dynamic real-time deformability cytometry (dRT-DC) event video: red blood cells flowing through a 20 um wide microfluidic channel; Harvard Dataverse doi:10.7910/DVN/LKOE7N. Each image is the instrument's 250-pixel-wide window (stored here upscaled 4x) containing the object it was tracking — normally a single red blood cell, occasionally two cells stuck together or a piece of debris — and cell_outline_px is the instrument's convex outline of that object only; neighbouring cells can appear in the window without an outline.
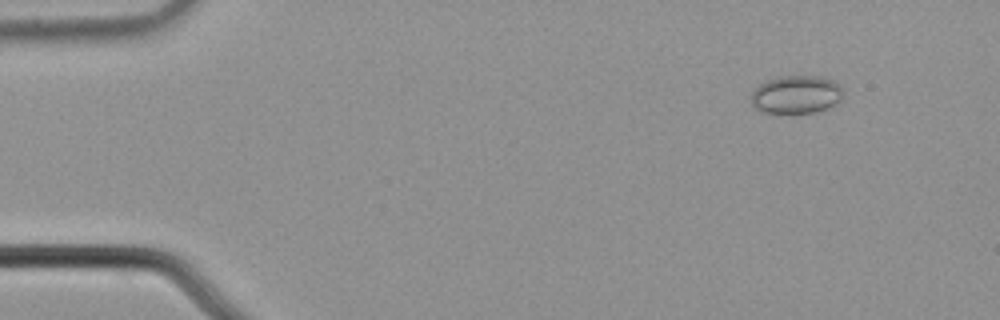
{"species": "common noctule bat (a hibernating species)", "species_latin": "Nyctalus noctula", "temperature_condition": "cold", "stored_images_in_passage": 6, "camera_frame_rate_fps": 3000, "um_per_image_px": 0.085, "animal": {"sex": "male", "body_mass_g": 21.5, "forearm_length_mm": 52.0}, "frame": {"image": 1, "passage_image": 2, "time_ms": 0.333, "image_size_px": [1000, 320], "cell_outline_px": [[844, 92], [836, 104], [832, 108], [816, 112], [760, 112], [752, 104], [752, 92], [760, 84], [768, 80], [780, 76], [820, 76], [832, 80], [840, 84], [844, 88]], "centroid_in_image_um": [67.74, 8.03], "position_along_channel_um": 17.3, "area_um2": 20.46}}
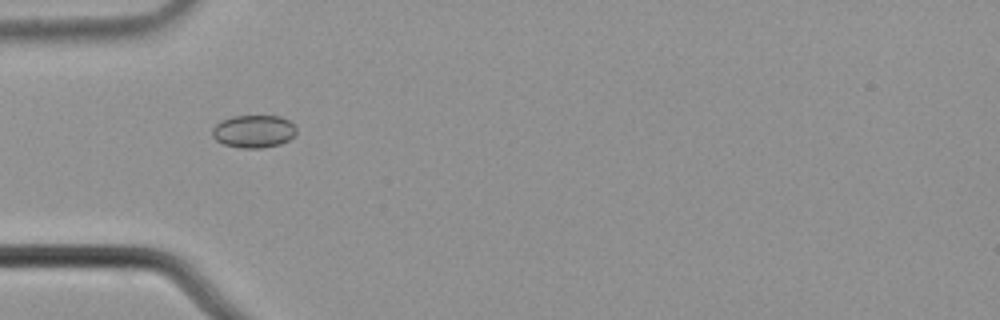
{"frame": {"image": 2, "passage_image": 5, "time_ms": 1.333, "image_size_px": [1000, 320], "cell_outline_px": [[296, 132], [288, 140], [280, 144], [260, 148], [240, 148], [224, 144], [216, 140], [212, 136], [212, 128], [220, 120], [232, 116], [280, 116], [296, 124]], "centroid_in_image_um": [21.55, 11.15], "position_along_channel_um": 63.4, "area_um2": 16.13}}
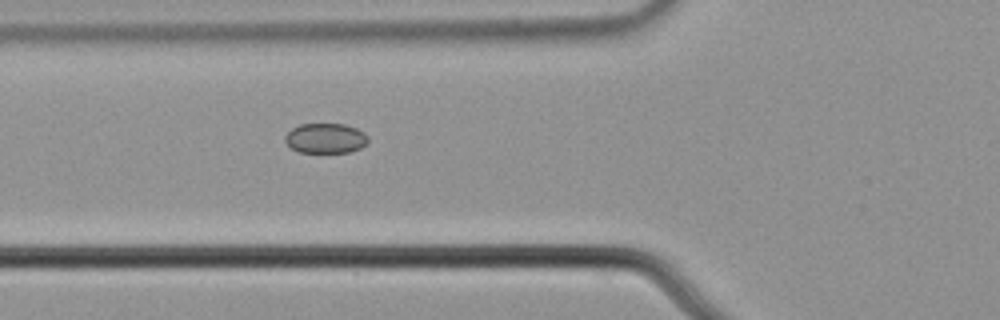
{"frame": {"image": 3, "passage_image": 6, "time_ms": 1.667, "image_size_px": [1000, 320], "cell_outline_px": [[368, 144], [360, 148], [348, 152], [300, 152], [292, 148], [284, 140], [284, 136], [292, 128], [300, 124], [344, 124], [356, 128], [364, 132], [368, 136]], "centroid_in_image_um": [27.69, 11.75], "position_along_channel_um": 98.1, "area_um2": 14.51}}